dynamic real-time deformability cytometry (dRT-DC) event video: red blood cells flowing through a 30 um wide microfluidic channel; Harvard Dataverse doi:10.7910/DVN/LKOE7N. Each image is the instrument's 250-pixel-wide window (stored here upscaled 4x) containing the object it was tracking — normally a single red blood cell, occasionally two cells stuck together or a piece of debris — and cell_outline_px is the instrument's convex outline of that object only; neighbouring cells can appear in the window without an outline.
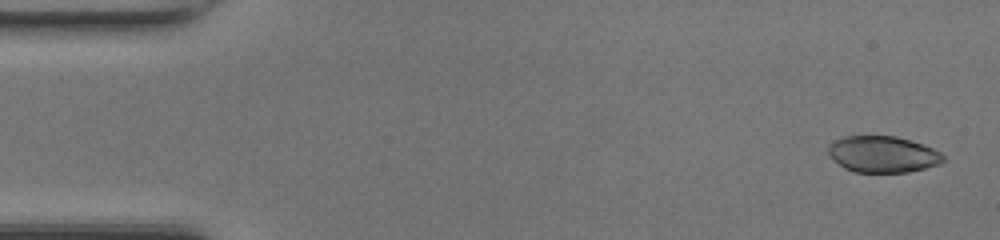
{"species": "common noctule bat (a hibernating species)", "species_latin": "Nyctalus noctula", "temperature_condition": "room temperature", "stored_images_in_passage": 48, "camera_frame_rate_fps": 3000, "um_per_image_px": 0.085, "animal": {"sex": "female", "body_mass_g": 17.0, "forearm_length_mm": 48.0}, "frame": {"image": 1, "passage_image": 2, "time_ms": 0.333, "image_size_px": [1000, 240], "cell_outline_px": [[944, 160], [940, 164], [908, 172], [856, 172], [844, 168], [828, 152], [828, 144], [844, 136], [896, 136], [924, 144], [940, 152], [944, 156]], "centroid_in_image_um": [75.06, 13.11], "position_along_channel_um": 9.9, "area_um2": 24.22}}
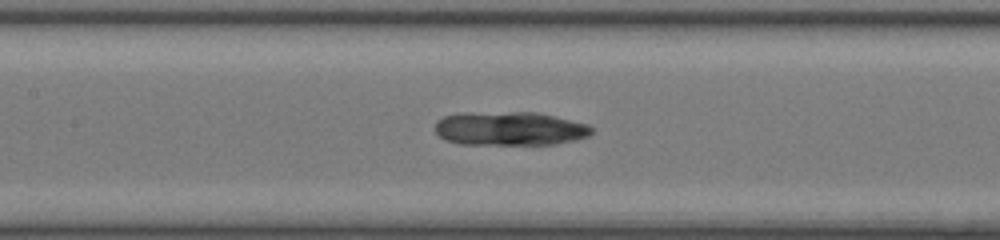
{"frame": {"image": 2, "passage_image": 22, "time_ms": 7.0, "image_size_px": [1000, 240], "cell_outline_px": [[592, 132], [588, 136], [576, 140], [556, 144], [460, 144], [444, 140], [436, 132], [436, 120], [444, 116], [460, 112], [536, 112], [588, 124], [592, 128]], "centroid_in_image_um": [43.3, 10.92], "position_along_channel_um": 164.1, "area_um2": 31.04}}
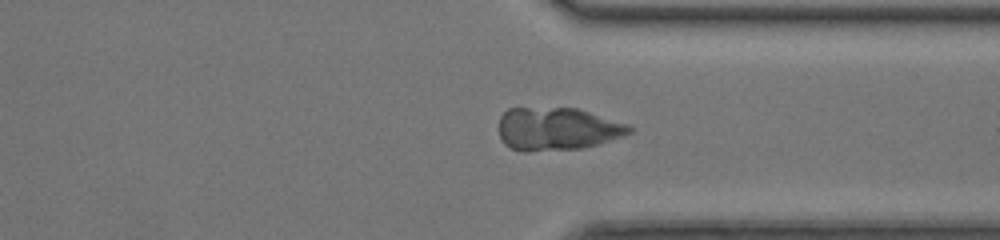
{"frame": {"image": 3, "passage_image": 36, "time_ms": 11.667, "image_size_px": [1000, 240], "cell_outline_px": [[632, 132], [600, 144], [584, 148], [524, 152], [512, 148], [504, 144], [500, 140], [500, 116], [508, 108], [576, 108], [628, 124], [632, 128]], "centroid_in_image_um": [47.35, 10.97], "position_along_channel_um": 364.1, "area_um2": 32.6}}